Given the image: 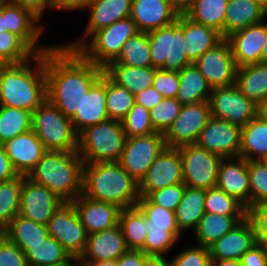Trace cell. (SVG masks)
I'll return each mask as SVG.
<instances>
[{"label":"cell","mask_w":267,"mask_h":266,"mask_svg":"<svg viewBox=\"0 0 267 266\" xmlns=\"http://www.w3.org/2000/svg\"><path fill=\"white\" fill-rule=\"evenodd\" d=\"M8 31L6 28V2L0 8V33Z\"/></svg>","instance_id":"64"},{"label":"cell","mask_w":267,"mask_h":266,"mask_svg":"<svg viewBox=\"0 0 267 266\" xmlns=\"http://www.w3.org/2000/svg\"><path fill=\"white\" fill-rule=\"evenodd\" d=\"M118 225L129 250H141L144 247L148 233L147 219L137 206L121 209Z\"/></svg>","instance_id":"39"},{"label":"cell","mask_w":267,"mask_h":266,"mask_svg":"<svg viewBox=\"0 0 267 266\" xmlns=\"http://www.w3.org/2000/svg\"><path fill=\"white\" fill-rule=\"evenodd\" d=\"M125 141L122 122L109 119L78 134L77 153L84 164L119 162Z\"/></svg>","instance_id":"6"},{"label":"cell","mask_w":267,"mask_h":266,"mask_svg":"<svg viewBox=\"0 0 267 266\" xmlns=\"http://www.w3.org/2000/svg\"><path fill=\"white\" fill-rule=\"evenodd\" d=\"M247 215H221L205 213L193 231L198 246L209 248L215 241L231 231Z\"/></svg>","instance_id":"32"},{"label":"cell","mask_w":267,"mask_h":266,"mask_svg":"<svg viewBox=\"0 0 267 266\" xmlns=\"http://www.w3.org/2000/svg\"><path fill=\"white\" fill-rule=\"evenodd\" d=\"M74 266H87V265H84V264L80 263L79 261H76V263L74 264Z\"/></svg>","instance_id":"71"},{"label":"cell","mask_w":267,"mask_h":266,"mask_svg":"<svg viewBox=\"0 0 267 266\" xmlns=\"http://www.w3.org/2000/svg\"><path fill=\"white\" fill-rule=\"evenodd\" d=\"M208 102L211 116L229 123L244 126L256 117L257 105L236 85L212 89Z\"/></svg>","instance_id":"13"},{"label":"cell","mask_w":267,"mask_h":266,"mask_svg":"<svg viewBox=\"0 0 267 266\" xmlns=\"http://www.w3.org/2000/svg\"><path fill=\"white\" fill-rule=\"evenodd\" d=\"M32 112L0 106V144L32 129Z\"/></svg>","instance_id":"42"},{"label":"cell","mask_w":267,"mask_h":266,"mask_svg":"<svg viewBox=\"0 0 267 266\" xmlns=\"http://www.w3.org/2000/svg\"><path fill=\"white\" fill-rule=\"evenodd\" d=\"M82 194L121 209L136 207L140 199L139 183L119 162L84 164Z\"/></svg>","instance_id":"3"},{"label":"cell","mask_w":267,"mask_h":266,"mask_svg":"<svg viewBox=\"0 0 267 266\" xmlns=\"http://www.w3.org/2000/svg\"><path fill=\"white\" fill-rule=\"evenodd\" d=\"M241 266H267V250L254 244L240 259Z\"/></svg>","instance_id":"55"},{"label":"cell","mask_w":267,"mask_h":266,"mask_svg":"<svg viewBox=\"0 0 267 266\" xmlns=\"http://www.w3.org/2000/svg\"><path fill=\"white\" fill-rule=\"evenodd\" d=\"M0 266H29L25 253L0 233Z\"/></svg>","instance_id":"54"},{"label":"cell","mask_w":267,"mask_h":266,"mask_svg":"<svg viewBox=\"0 0 267 266\" xmlns=\"http://www.w3.org/2000/svg\"><path fill=\"white\" fill-rule=\"evenodd\" d=\"M183 183L180 150L166 147L150 165L145 177L139 183L140 197L167 186Z\"/></svg>","instance_id":"18"},{"label":"cell","mask_w":267,"mask_h":266,"mask_svg":"<svg viewBox=\"0 0 267 266\" xmlns=\"http://www.w3.org/2000/svg\"><path fill=\"white\" fill-rule=\"evenodd\" d=\"M51 10L74 11L86 8L89 0H50Z\"/></svg>","instance_id":"60"},{"label":"cell","mask_w":267,"mask_h":266,"mask_svg":"<svg viewBox=\"0 0 267 266\" xmlns=\"http://www.w3.org/2000/svg\"><path fill=\"white\" fill-rule=\"evenodd\" d=\"M216 187L235 197L246 209L250 207L248 161L241 157L220 161Z\"/></svg>","instance_id":"21"},{"label":"cell","mask_w":267,"mask_h":266,"mask_svg":"<svg viewBox=\"0 0 267 266\" xmlns=\"http://www.w3.org/2000/svg\"><path fill=\"white\" fill-rule=\"evenodd\" d=\"M212 88L194 63L179 71V88L176 99L182 105L208 101Z\"/></svg>","instance_id":"34"},{"label":"cell","mask_w":267,"mask_h":266,"mask_svg":"<svg viewBox=\"0 0 267 266\" xmlns=\"http://www.w3.org/2000/svg\"><path fill=\"white\" fill-rule=\"evenodd\" d=\"M45 72L47 99L71 119L104 68L86 60L77 50L56 44L45 51Z\"/></svg>","instance_id":"1"},{"label":"cell","mask_w":267,"mask_h":266,"mask_svg":"<svg viewBox=\"0 0 267 266\" xmlns=\"http://www.w3.org/2000/svg\"><path fill=\"white\" fill-rule=\"evenodd\" d=\"M137 207L147 219L148 233L141 251L148 256H165L182 234L175 212L153 204L147 197H140Z\"/></svg>","instance_id":"8"},{"label":"cell","mask_w":267,"mask_h":266,"mask_svg":"<svg viewBox=\"0 0 267 266\" xmlns=\"http://www.w3.org/2000/svg\"><path fill=\"white\" fill-rule=\"evenodd\" d=\"M129 249L119 225L88 235L84 253L79 262L116 261Z\"/></svg>","instance_id":"23"},{"label":"cell","mask_w":267,"mask_h":266,"mask_svg":"<svg viewBox=\"0 0 267 266\" xmlns=\"http://www.w3.org/2000/svg\"><path fill=\"white\" fill-rule=\"evenodd\" d=\"M121 122L126 138L156 133L151 123L150 111L137 103H134Z\"/></svg>","instance_id":"47"},{"label":"cell","mask_w":267,"mask_h":266,"mask_svg":"<svg viewBox=\"0 0 267 266\" xmlns=\"http://www.w3.org/2000/svg\"><path fill=\"white\" fill-rule=\"evenodd\" d=\"M261 62H267V37L264 41V45L262 49Z\"/></svg>","instance_id":"67"},{"label":"cell","mask_w":267,"mask_h":266,"mask_svg":"<svg viewBox=\"0 0 267 266\" xmlns=\"http://www.w3.org/2000/svg\"><path fill=\"white\" fill-rule=\"evenodd\" d=\"M250 207L267 203V167L261 161H248Z\"/></svg>","instance_id":"49"},{"label":"cell","mask_w":267,"mask_h":266,"mask_svg":"<svg viewBox=\"0 0 267 266\" xmlns=\"http://www.w3.org/2000/svg\"><path fill=\"white\" fill-rule=\"evenodd\" d=\"M11 242L15 243L24 253L31 245L42 242L48 235L45 225L36 223L17 215L2 232Z\"/></svg>","instance_id":"37"},{"label":"cell","mask_w":267,"mask_h":266,"mask_svg":"<svg viewBox=\"0 0 267 266\" xmlns=\"http://www.w3.org/2000/svg\"><path fill=\"white\" fill-rule=\"evenodd\" d=\"M182 104L176 98H163L150 110L154 131L165 134L180 113Z\"/></svg>","instance_id":"46"},{"label":"cell","mask_w":267,"mask_h":266,"mask_svg":"<svg viewBox=\"0 0 267 266\" xmlns=\"http://www.w3.org/2000/svg\"><path fill=\"white\" fill-rule=\"evenodd\" d=\"M242 126L210 117L196 144L222 158L239 157Z\"/></svg>","instance_id":"17"},{"label":"cell","mask_w":267,"mask_h":266,"mask_svg":"<svg viewBox=\"0 0 267 266\" xmlns=\"http://www.w3.org/2000/svg\"><path fill=\"white\" fill-rule=\"evenodd\" d=\"M23 175L0 183V233L19 215Z\"/></svg>","instance_id":"43"},{"label":"cell","mask_w":267,"mask_h":266,"mask_svg":"<svg viewBox=\"0 0 267 266\" xmlns=\"http://www.w3.org/2000/svg\"><path fill=\"white\" fill-rule=\"evenodd\" d=\"M211 117L208 101L183 105L179 115L164 134L167 147L178 148L196 144L201 130Z\"/></svg>","instance_id":"14"},{"label":"cell","mask_w":267,"mask_h":266,"mask_svg":"<svg viewBox=\"0 0 267 266\" xmlns=\"http://www.w3.org/2000/svg\"><path fill=\"white\" fill-rule=\"evenodd\" d=\"M0 52L10 63H21L36 53L16 34L9 31L0 33Z\"/></svg>","instance_id":"48"},{"label":"cell","mask_w":267,"mask_h":266,"mask_svg":"<svg viewBox=\"0 0 267 266\" xmlns=\"http://www.w3.org/2000/svg\"><path fill=\"white\" fill-rule=\"evenodd\" d=\"M256 117L267 123V98L257 104Z\"/></svg>","instance_id":"63"},{"label":"cell","mask_w":267,"mask_h":266,"mask_svg":"<svg viewBox=\"0 0 267 266\" xmlns=\"http://www.w3.org/2000/svg\"><path fill=\"white\" fill-rule=\"evenodd\" d=\"M178 16L167 0H132L130 17L140 32L167 27L176 22Z\"/></svg>","instance_id":"26"},{"label":"cell","mask_w":267,"mask_h":266,"mask_svg":"<svg viewBox=\"0 0 267 266\" xmlns=\"http://www.w3.org/2000/svg\"><path fill=\"white\" fill-rule=\"evenodd\" d=\"M25 257L29 266L74 264L77 261L51 236L31 245V248L25 252Z\"/></svg>","instance_id":"38"},{"label":"cell","mask_w":267,"mask_h":266,"mask_svg":"<svg viewBox=\"0 0 267 266\" xmlns=\"http://www.w3.org/2000/svg\"><path fill=\"white\" fill-rule=\"evenodd\" d=\"M228 0H194L185 13L194 22L216 29L224 37V23Z\"/></svg>","instance_id":"40"},{"label":"cell","mask_w":267,"mask_h":266,"mask_svg":"<svg viewBox=\"0 0 267 266\" xmlns=\"http://www.w3.org/2000/svg\"><path fill=\"white\" fill-rule=\"evenodd\" d=\"M134 95L106 75V108L109 119L122 121L133 107Z\"/></svg>","instance_id":"44"},{"label":"cell","mask_w":267,"mask_h":266,"mask_svg":"<svg viewBox=\"0 0 267 266\" xmlns=\"http://www.w3.org/2000/svg\"><path fill=\"white\" fill-rule=\"evenodd\" d=\"M153 67H131L119 63H109L104 73L117 85L126 88L133 95L152 87L154 74Z\"/></svg>","instance_id":"31"},{"label":"cell","mask_w":267,"mask_h":266,"mask_svg":"<svg viewBox=\"0 0 267 266\" xmlns=\"http://www.w3.org/2000/svg\"><path fill=\"white\" fill-rule=\"evenodd\" d=\"M204 208L205 213L247 215V209L241 202L218 187L205 190Z\"/></svg>","instance_id":"45"},{"label":"cell","mask_w":267,"mask_h":266,"mask_svg":"<svg viewBox=\"0 0 267 266\" xmlns=\"http://www.w3.org/2000/svg\"><path fill=\"white\" fill-rule=\"evenodd\" d=\"M256 1L267 10V0H256Z\"/></svg>","instance_id":"69"},{"label":"cell","mask_w":267,"mask_h":266,"mask_svg":"<svg viewBox=\"0 0 267 266\" xmlns=\"http://www.w3.org/2000/svg\"><path fill=\"white\" fill-rule=\"evenodd\" d=\"M239 157L259 161L267 157V123L255 117L242 126Z\"/></svg>","instance_id":"36"},{"label":"cell","mask_w":267,"mask_h":266,"mask_svg":"<svg viewBox=\"0 0 267 266\" xmlns=\"http://www.w3.org/2000/svg\"><path fill=\"white\" fill-rule=\"evenodd\" d=\"M144 266H173L172 260L165 256H148Z\"/></svg>","instance_id":"61"},{"label":"cell","mask_w":267,"mask_h":266,"mask_svg":"<svg viewBox=\"0 0 267 266\" xmlns=\"http://www.w3.org/2000/svg\"><path fill=\"white\" fill-rule=\"evenodd\" d=\"M134 98L135 103L142 105L150 111L159 102H161L164 97L158 90L153 87H149L134 95Z\"/></svg>","instance_id":"56"},{"label":"cell","mask_w":267,"mask_h":266,"mask_svg":"<svg viewBox=\"0 0 267 266\" xmlns=\"http://www.w3.org/2000/svg\"><path fill=\"white\" fill-rule=\"evenodd\" d=\"M152 87L158 90L164 98H176L179 88V72L157 69Z\"/></svg>","instance_id":"53"},{"label":"cell","mask_w":267,"mask_h":266,"mask_svg":"<svg viewBox=\"0 0 267 266\" xmlns=\"http://www.w3.org/2000/svg\"><path fill=\"white\" fill-rule=\"evenodd\" d=\"M83 165L77 151H46L26 177L72 202L82 194Z\"/></svg>","instance_id":"4"},{"label":"cell","mask_w":267,"mask_h":266,"mask_svg":"<svg viewBox=\"0 0 267 266\" xmlns=\"http://www.w3.org/2000/svg\"><path fill=\"white\" fill-rule=\"evenodd\" d=\"M79 134L85 128L109 120L106 108V74L89 89L84 96L80 110L70 119Z\"/></svg>","instance_id":"27"},{"label":"cell","mask_w":267,"mask_h":266,"mask_svg":"<svg viewBox=\"0 0 267 266\" xmlns=\"http://www.w3.org/2000/svg\"><path fill=\"white\" fill-rule=\"evenodd\" d=\"M6 2V0H0V8Z\"/></svg>","instance_id":"73"},{"label":"cell","mask_w":267,"mask_h":266,"mask_svg":"<svg viewBox=\"0 0 267 266\" xmlns=\"http://www.w3.org/2000/svg\"><path fill=\"white\" fill-rule=\"evenodd\" d=\"M110 63H119L131 67H150V41L149 34L139 32L124 43L118 57Z\"/></svg>","instance_id":"41"},{"label":"cell","mask_w":267,"mask_h":266,"mask_svg":"<svg viewBox=\"0 0 267 266\" xmlns=\"http://www.w3.org/2000/svg\"><path fill=\"white\" fill-rule=\"evenodd\" d=\"M205 190L185 187L182 199L175 210L176 223L180 232L197 229L205 214Z\"/></svg>","instance_id":"35"},{"label":"cell","mask_w":267,"mask_h":266,"mask_svg":"<svg viewBox=\"0 0 267 266\" xmlns=\"http://www.w3.org/2000/svg\"><path fill=\"white\" fill-rule=\"evenodd\" d=\"M166 147L164 134L158 132L126 138L119 163L140 183L150 165Z\"/></svg>","instance_id":"12"},{"label":"cell","mask_w":267,"mask_h":266,"mask_svg":"<svg viewBox=\"0 0 267 266\" xmlns=\"http://www.w3.org/2000/svg\"><path fill=\"white\" fill-rule=\"evenodd\" d=\"M147 257L141 250H128L116 262L117 266H144Z\"/></svg>","instance_id":"59"},{"label":"cell","mask_w":267,"mask_h":266,"mask_svg":"<svg viewBox=\"0 0 267 266\" xmlns=\"http://www.w3.org/2000/svg\"><path fill=\"white\" fill-rule=\"evenodd\" d=\"M178 14H185L192 6L194 0H167Z\"/></svg>","instance_id":"62"},{"label":"cell","mask_w":267,"mask_h":266,"mask_svg":"<svg viewBox=\"0 0 267 266\" xmlns=\"http://www.w3.org/2000/svg\"><path fill=\"white\" fill-rule=\"evenodd\" d=\"M261 161H262V162L266 165V167H267V157H266V158H263Z\"/></svg>","instance_id":"72"},{"label":"cell","mask_w":267,"mask_h":266,"mask_svg":"<svg viewBox=\"0 0 267 266\" xmlns=\"http://www.w3.org/2000/svg\"><path fill=\"white\" fill-rule=\"evenodd\" d=\"M181 154L183 183L190 188L207 190L216 187L221 156L197 144L178 147Z\"/></svg>","instance_id":"10"},{"label":"cell","mask_w":267,"mask_h":266,"mask_svg":"<svg viewBox=\"0 0 267 266\" xmlns=\"http://www.w3.org/2000/svg\"><path fill=\"white\" fill-rule=\"evenodd\" d=\"M185 187L186 185L184 183L167 186L162 189L151 192L147 196V198L153 204L175 212L177 206L179 205L182 199Z\"/></svg>","instance_id":"50"},{"label":"cell","mask_w":267,"mask_h":266,"mask_svg":"<svg viewBox=\"0 0 267 266\" xmlns=\"http://www.w3.org/2000/svg\"><path fill=\"white\" fill-rule=\"evenodd\" d=\"M46 266H74V264L46 265Z\"/></svg>","instance_id":"70"},{"label":"cell","mask_w":267,"mask_h":266,"mask_svg":"<svg viewBox=\"0 0 267 266\" xmlns=\"http://www.w3.org/2000/svg\"><path fill=\"white\" fill-rule=\"evenodd\" d=\"M11 63L0 52V68L10 65Z\"/></svg>","instance_id":"68"},{"label":"cell","mask_w":267,"mask_h":266,"mask_svg":"<svg viewBox=\"0 0 267 266\" xmlns=\"http://www.w3.org/2000/svg\"><path fill=\"white\" fill-rule=\"evenodd\" d=\"M171 260L173 266H212L209 248L197 245L183 249Z\"/></svg>","instance_id":"51"},{"label":"cell","mask_w":267,"mask_h":266,"mask_svg":"<svg viewBox=\"0 0 267 266\" xmlns=\"http://www.w3.org/2000/svg\"><path fill=\"white\" fill-rule=\"evenodd\" d=\"M31 124L46 151H77L78 133L72 121L48 99L32 112Z\"/></svg>","instance_id":"7"},{"label":"cell","mask_w":267,"mask_h":266,"mask_svg":"<svg viewBox=\"0 0 267 266\" xmlns=\"http://www.w3.org/2000/svg\"><path fill=\"white\" fill-rule=\"evenodd\" d=\"M185 53L194 63L207 50L215 48L225 38L222 33L211 27L194 22L184 14Z\"/></svg>","instance_id":"29"},{"label":"cell","mask_w":267,"mask_h":266,"mask_svg":"<svg viewBox=\"0 0 267 266\" xmlns=\"http://www.w3.org/2000/svg\"><path fill=\"white\" fill-rule=\"evenodd\" d=\"M17 176L19 175L13 168L4 146L0 144V183L10 181Z\"/></svg>","instance_id":"58"},{"label":"cell","mask_w":267,"mask_h":266,"mask_svg":"<svg viewBox=\"0 0 267 266\" xmlns=\"http://www.w3.org/2000/svg\"><path fill=\"white\" fill-rule=\"evenodd\" d=\"M212 266H241L238 260H212Z\"/></svg>","instance_id":"65"},{"label":"cell","mask_w":267,"mask_h":266,"mask_svg":"<svg viewBox=\"0 0 267 266\" xmlns=\"http://www.w3.org/2000/svg\"><path fill=\"white\" fill-rule=\"evenodd\" d=\"M235 85L256 105L265 100L267 98V62L238 67Z\"/></svg>","instance_id":"33"},{"label":"cell","mask_w":267,"mask_h":266,"mask_svg":"<svg viewBox=\"0 0 267 266\" xmlns=\"http://www.w3.org/2000/svg\"><path fill=\"white\" fill-rule=\"evenodd\" d=\"M131 6L132 0H89L86 6L90 12L84 33L86 40L97 30L129 18Z\"/></svg>","instance_id":"28"},{"label":"cell","mask_w":267,"mask_h":266,"mask_svg":"<svg viewBox=\"0 0 267 266\" xmlns=\"http://www.w3.org/2000/svg\"><path fill=\"white\" fill-rule=\"evenodd\" d=\"M139 32L136 23L129 17L97 30L88 40L82 38L73 40L71 43L69 41L64 45L70 50H77L93 64L105 68L118 57L127 39Z\"/></svg>","instance_id":"5"},{"label":"cell","mask_w":267,"mask_h":266,"mask_svg":"<svg viewBox=\"0 0 267 266\" xmlns=\"http://www.w3.org/2000/svg\"><path fill=\"white\" fill-rule=\"evenodd\" d=\"M194 64L212 89L235 85L238 67L226 39L207 50Z\"/></svg>","instance_id":"15"},{"label":"cell","mask_w":267,"mask_h":266,"mask_svg":"<svg viewBox=\"0 0 267 266\" xmlns=\"http://www.w3.org/2000/svg\"><path fill=\"white\" fill-rule=\"evenodd\" d=\"M64 201L46 186L23 176L19 215L36 223L47 225Z\"/></svg>","instance_id":"16"},{"label":"cell","mask_w":267,"mask_h":266,"mask_svg":"<svg viewBox=\"0 0 267 266\" xmlns=\"http://www.w3.org/2000/svg\"><path fill=\"white\" fill-rule=\"evenodd\" d=\"M46 100L45 52L0 68V106L34 112Z\"/></svg>","instance_id":"2"},{"label":"cell","mask_w":267,"mask_h":266,"mask_svg":"<svg viewBox=\"0 0 267 266\" xmlns=\"http://www.w3.org/2000/svg\"><path fill=\"white\" fill-rule=\"evenodd\" d=\"M266 37L267 23L262 21L235 31L225 38L230 43L237 67L261 62V54Z\"/></svg>","instance_id":"19"},{"label":"cell","mask_w":267,"mask_h":266,"mask_svg":"<svg viewBox=\"0 0 267 266\" xmlns=\"http://www.w3.org/2000/svg\"><path fill=\"white\" fill-rule=\"evenodd\" d=\"M11 4L22 6L29 9L40 20L44 15V11L47 7L51 9L50 0H6Z\"/></svg>","instance_id":"57"},{"label":"cell","mask_w":267,"mask_h":266,"mask_svg":"<svg viewBox=\"0 0 267 266\" xmlns=\"http://www.w3.org/2000/svg\"><path fill=\"white\" fill-rule=\"evenodd\" d=\"M72 203L89 235L118 225L121 208L117 205L93 200L83 194Z\"/></svg>","instance_id":"20"},{"label":"cell","mask_w":267,"mask_h":266,"mask_svg":"<svg viewBox=\"0 0 267 266\" xmlns=\"http://www.w3.org/2000/svg\"><path fill=\"white\" fill-rule=\"evenodd\" d=\"M18 175L27 176L46 153L43 143L31 129L2 144Z\"/></svg>","instance_id":"25"},{"label":"cell","mask_w":267,"mask_h":266,"mask_svg":"<svg viewBox=\"0 0 267 266\" xmlns=\"http://www.w3.org/2000/svg\"><path fill=\"white\" fill-rule=\"evenodd\" d=\"M40 22L29 9L6 1V28L19 36L36 54L44 53L52 46H39L38 40L44 28Z\"/></svg>","instance_id":"24"},{"label":"cell","mask_w":267,"mask_h":266,"mask_svg":"<svg viewBox=\"0 0 267 266\" xmlns=\"http://www.w3.org/2000/svg\"><path fill=\"white\" fill-rule=\"evenodd\" d=\"M46 227L48 235L57 240L72 258L78 260L81 257L89 234L82 225L72 202L61 204Z\"/></svg>","instance_id":"11"},{"label":"cell","mask_w":267,"mask_h":266,"mask_svg":"<svg viewBox=\"0 0 267 266\" xmlns=\"http://www.w3.org/2000/svg\"><path fill=\"white\" fill-rule=\"evenodd\" d=\"M247 218L253 224L256 243L267 250V203H259L249 207Z\"/></svg>","instance_id":"52"},{"label":"cell","mask_w":267,"mask_h":266,"mask_svg":"<svg viewBox=\"0 0 267 266\" xmlns=\"http://www.w3.org/2000/svg\"><path fill=\"white\" fill-rule=\"evenodd\" d=\"M256 244L253 224L246 217L210 247L211 260H238Z\"/></svg>","instance_id":"22"},{"label":"cell","mask_w":267,"mask_h":266,"mask_svg":"<svg viewBox=\"0 0 267 266\" xmlns=\"http://www.w3.org/2000/svg\"><path fill=\"white\" fill-rule=\"evenodd\" d=\"M87 266H117L116 261L80 262Z\"/></svg>","instance_id":"66"},{"label":"cell","mask_w":267,"mask_h":266,"mask_svg":"<svg viewBox=\"0 0 267 266\" xmlns=\"http://www.w3.org/2000/svg\"><path fill=\"white\" fill-rule=\"evenodd\" d=\"M151 67L179 72L191 64L185 53L184 14L173 24L148 32Z\"/></svg>","instance_id":"9"},{"label":"cell","mask_w":267,"mask_h":266,"mask_svg":"<svg viewBox=\"0 0 267 266\" xmlns=\"http://www.w3.org/2000/svg\"><path fill=\"white\" fill-rule=\"evenodd\" d=\"M267 10L256 0H228L224 38L235 31L265 21Z\"/></svg>","instance_id":"30"}]
</instances>
